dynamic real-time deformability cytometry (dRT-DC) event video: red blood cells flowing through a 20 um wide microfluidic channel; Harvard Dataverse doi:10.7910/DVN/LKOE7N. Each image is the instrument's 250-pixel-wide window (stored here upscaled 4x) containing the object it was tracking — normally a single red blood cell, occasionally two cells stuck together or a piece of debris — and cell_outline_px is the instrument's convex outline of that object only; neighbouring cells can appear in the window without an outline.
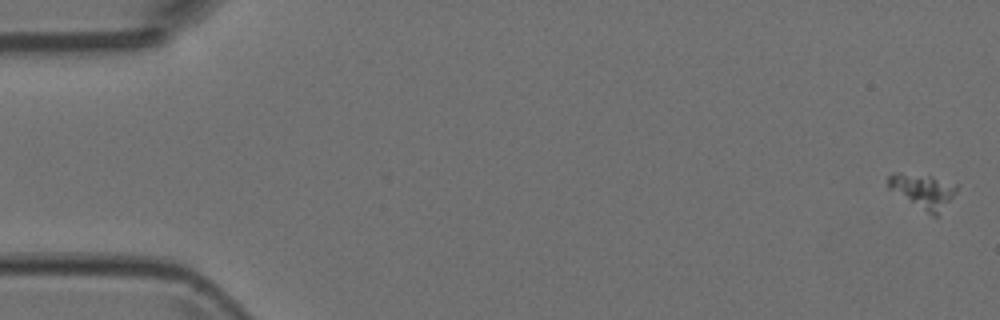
{"species": "Egyptian fruit bat (a non-hibernating species)", "species_latin": "Rousettus aegyptiacus", "temperature_condition": "room temperature", "stored_images_in_passage": 6, "camera_frame_rate_fps": 3000, "um_per_image_px": 0.085, "animal": {"sex": "female"}, "frame": {"image": 1, "passage_image": 1, "time_ms": 0.0, "image_size_px": [1000, 320], "cell_outline_px": [[956, 188], [952, 196], [936, 216], [932, 216], [888, 188], [888, 176], [892, 172], [896, 172], [928, 176], [956, 184]], "centroid_in_image_um": [78.39, 16.22], "position_along_channel_um": 6.6, "area_um2": 13.18}}
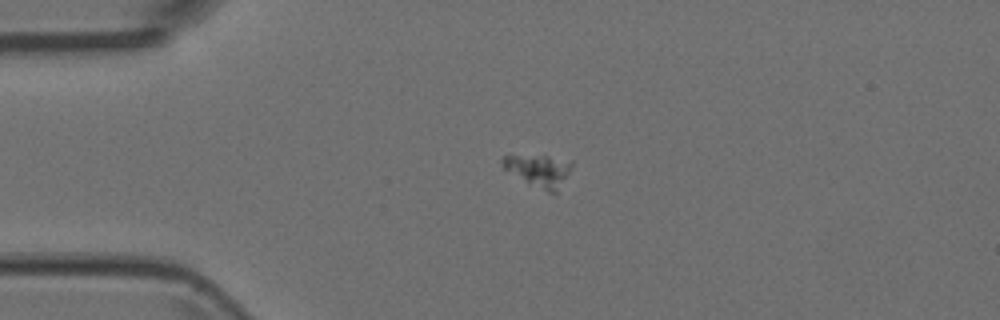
{"frame": {"image": 2, "passage_image": 4, "time_ms": 1.0, "image_size_px": [1000, 320], "cell_outline_px": [[572, 168], [556, 192], [548, 192], [528, 184], [504, 168], [500, 164], [500, 160], [504, 156], [548, 156], [572, 160]], "centroid_in_image_um": [45.81, 14.49], "position_along_channel_um": 39.2, "area_um2": 12.83}}
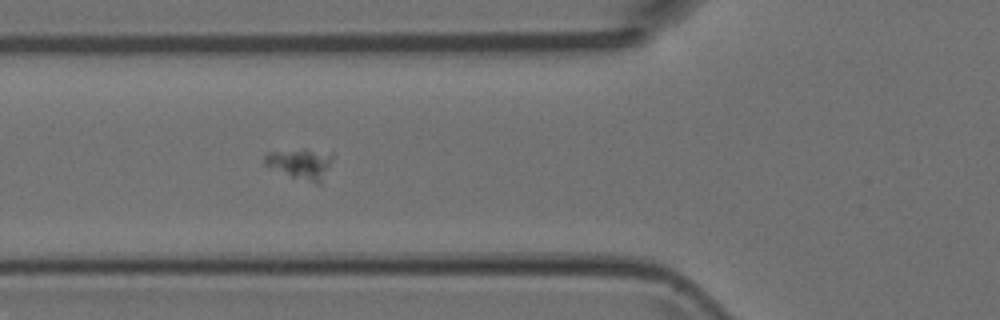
{"frame": {"image": 3, "passage_image": 6, "time_ms": 1.667, "image_size_px": [1000, 320], "cell_outline_px": [[332, 156], [320, 184], [316, 184], [292, 176], [264, 164], [264, 156], [268, 152], [304, 148], [332, 152]], "centroid_in_image_um": [25.54, 13.87], "position_along_channel_um": 100.3, "area_um2": 11.85}}